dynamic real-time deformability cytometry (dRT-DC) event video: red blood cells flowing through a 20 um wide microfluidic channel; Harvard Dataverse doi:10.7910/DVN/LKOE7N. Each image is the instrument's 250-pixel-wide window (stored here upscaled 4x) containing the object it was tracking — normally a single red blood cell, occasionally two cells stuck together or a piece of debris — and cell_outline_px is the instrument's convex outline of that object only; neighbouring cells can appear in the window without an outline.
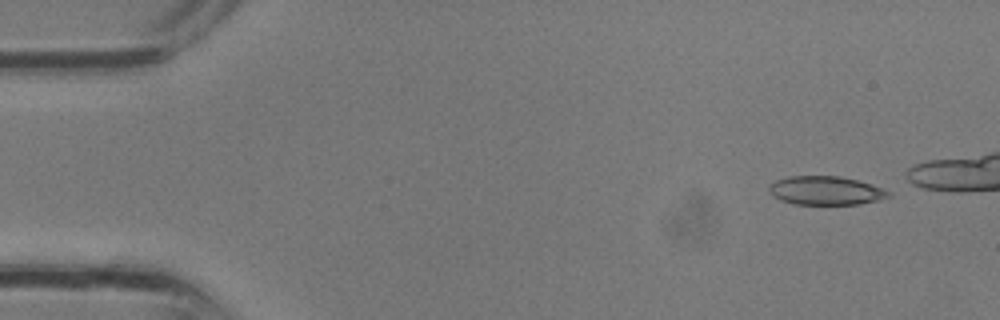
{"species": "common noctule bat (a hibernating species)", "species_latin": "Nyctalus noctula", "temperature_condition": "room temperature", "stored_images_in_passage": 4, "camera_frame_rate_fps": 3000, "um_per_image_px": 0.085, "animal": {"sex": "male", "body_mass_g": 13.3}, "frame": {"image": 1, "passage_image": 1, "time_ms": 0.0, "image_size_px": [1000, 320], "cell_outline_px": [[892, 196], [860, 204], [796, 204], [780, 200], [772, 196], [768, 192], [768, 184], [776, 180], [788, 176], [840, 176], [872, 184], [884, 188], [892, 192]], "centroid_in_image_um": [70.17, 16.19], "position_along_channel_um": 14.8, "area_um2": 20.17}}